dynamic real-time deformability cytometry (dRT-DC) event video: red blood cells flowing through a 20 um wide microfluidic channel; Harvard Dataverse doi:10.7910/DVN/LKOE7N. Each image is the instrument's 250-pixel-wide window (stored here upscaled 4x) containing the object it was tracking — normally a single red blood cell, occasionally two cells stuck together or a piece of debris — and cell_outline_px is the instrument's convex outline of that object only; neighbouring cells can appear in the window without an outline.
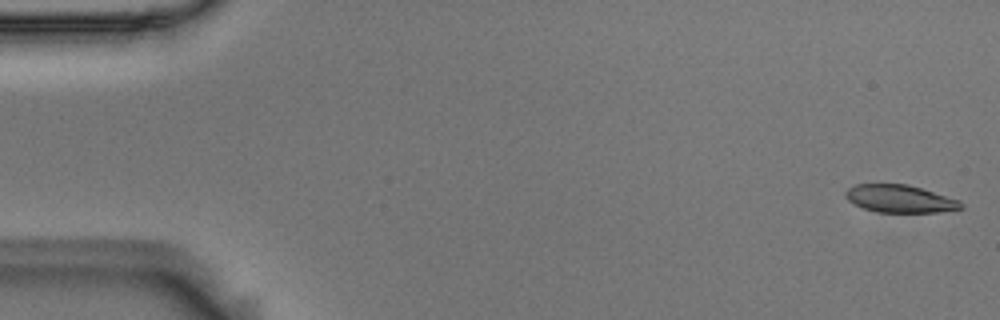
{"species": "Egyptian fruit bat (a non-hibernating species)", "species_latin": "Rousettus aegyptiacus", "temperature_condition": "room temperature", "stored_images_in_passage": 4, "camera_frame_rate_fps": 3000, "um_per_image_px": 0.085, "animal": {"sex": "male"}, "frame": {"image": 1, "passage_image": 1, "time_ms": 0.0, "image_size_px": [1000, 320], "cell_outline_px": [[964, 208], [936, 212], [876, 212], [864, 208], [848, 200], [844, 196], [844, 192], [848, 188], [856, 184], [908, 184], [960, 200], [964, 204]], "centroid_in_image_um": [76.5, 16.89], "position_along_channel_um": 8.5, "area_um2": 18.55}}